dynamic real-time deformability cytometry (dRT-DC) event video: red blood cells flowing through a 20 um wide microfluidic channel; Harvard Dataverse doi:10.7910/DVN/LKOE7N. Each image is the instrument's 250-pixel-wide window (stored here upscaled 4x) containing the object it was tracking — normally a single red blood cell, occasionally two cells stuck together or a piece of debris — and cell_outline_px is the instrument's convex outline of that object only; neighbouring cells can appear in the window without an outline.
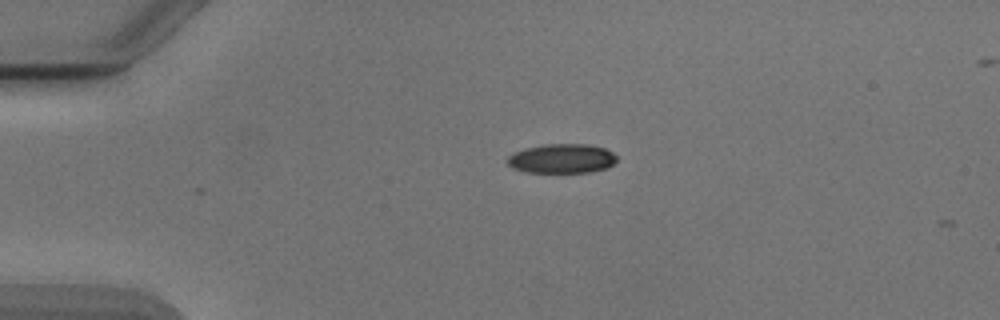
{"species": "Egyptian fruit bat (a non-hibernating species)", "species_latin": "Rousettus aegyptiacus", "temperature_condition": "cold", "stored_images_in_passage": 18, "camera_frame_rate_fps": 3000, "um_per_image_px": 0.085, "animal": {"sex": "male"}, "frame": {"image": 1, "passage_image": 1, "time_ms": 0.0, "image_size_px": [1000, 320], "cell_outline_px": [[616, 160], [612, 164], [604, 168], [588, 172], [524, 172], [512, 168], [504, 160], [512, 152], [524, 148], [544, 144], [588, 144], [604, 148], [612, 152], [616, 156]], "centroid_in_image_um": [47.67, 13.47], "position_along_channel_um": 37.3, "area_um2": 18.79}}
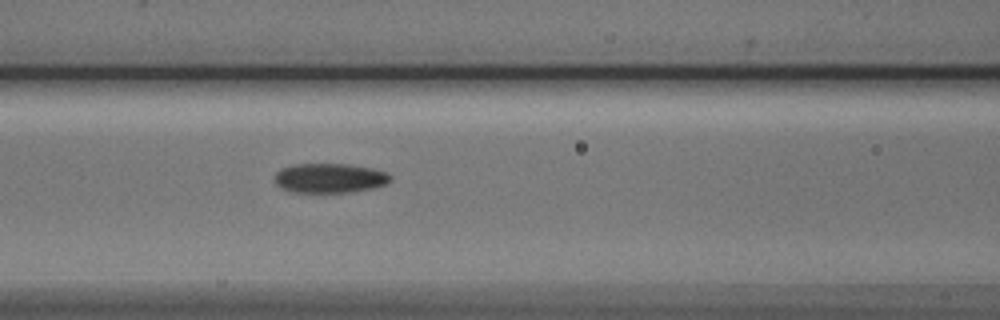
{"frame": {"image": 2, "passage_image": 12, "time_ms": 3.667, "image_size_px": [1000, 320], "cell_outline_px": [[392, 180], [384, 184], [372, 188], [348, 192], [292, 192], [280, 188], [272, 180], [276, 172], [280, 168], [292, 164], [348, 164], [372, 168], [388, 172], [392, 176]], "centroid_in_image_um": [27.98, 15.13], "position_along_channel_um": 138.6, "area_um2": 20.17}}
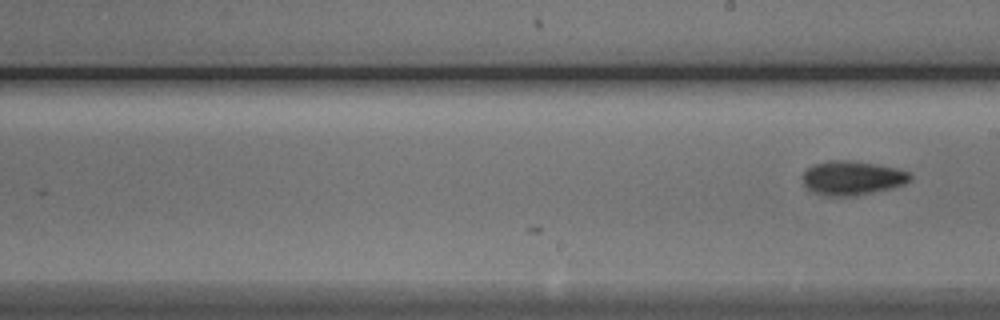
{"frame": {"image": 3, "passage_image": 18, "time_ms": 5.667, "image_size_px": [1000, 320], "cell_outline_px": [[912, 176], [904, 184], [888, 188], [852, 196], [828, 196], [812, 192], [804, 184], [804, 172], [812, 164], [828, 160], [852, 160], [876, 164], [896, 168], [908, 172]], "centroid_in_image_um": [72.4, 15.11], "position_along_channel_um": 216.6, "area_um2": 21.1}}